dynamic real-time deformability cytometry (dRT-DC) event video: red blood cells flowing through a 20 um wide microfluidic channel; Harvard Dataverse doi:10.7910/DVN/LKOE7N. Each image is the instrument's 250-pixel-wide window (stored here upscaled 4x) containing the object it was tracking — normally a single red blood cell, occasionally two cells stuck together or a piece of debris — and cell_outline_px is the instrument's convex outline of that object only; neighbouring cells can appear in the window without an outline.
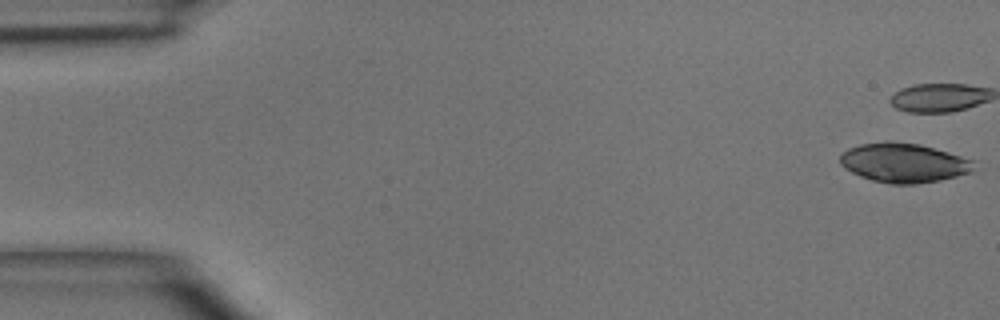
{"species": "common noctule bat (a hibernating species)", "species_latin": "Nyctalus noctula", "temperature_condition": "room temperature", "stored_images_in_passage": 4, "camera_frame_rate_fps": 3000, "um_per_image_px": 0.085, "animal": {"sex": "male", "body_mass_g": 15.6}, "frame": {"image": 1, "passage_image": 1, "time_ms": 0.0, "image_size_px": [1000, 320], "cell_outline_px": [[976, 160], [972, 172], [940, 180], [916, 184], [892, 184], [872, 180], [860, 176], [844, 168], [840, 164], [840, 156], [848, 148], [860, 144], [884, 140], [888, 140], [920, 144]], "centroid_in_image_um": [76.82, 13.82], "position_along_channel_um": 8.2, "area_um2": 30.92}}